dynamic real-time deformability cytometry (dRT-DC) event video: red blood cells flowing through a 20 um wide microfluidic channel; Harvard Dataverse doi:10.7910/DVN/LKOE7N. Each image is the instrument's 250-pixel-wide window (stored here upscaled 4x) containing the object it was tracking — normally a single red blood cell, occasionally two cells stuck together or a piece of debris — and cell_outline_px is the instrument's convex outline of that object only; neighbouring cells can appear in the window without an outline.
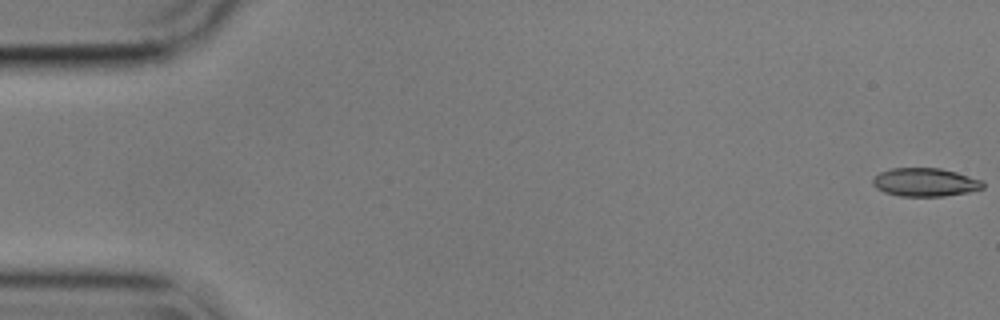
{"species": "common noctule bat (a hibernating species)", "species_latin": "Nyctalus noctula", "temperature_condition": "cold", "stored_images_in_passage": 12, "camera_frame_rate_fps": 3000, "um_per_image_px": 0.085, "animal": {"sex": "male", "body_mass_g": 17.9}, "frame": {"image": 1, "passage_image": 1, "time_ms": 0.0, "image_size_px": [1000, 320], "cell_outline_px": [[984, 188], [968, 192], [944, 196], [900, 196], [884, 192], [876, 188], [872, 184], [872, 176], [880, 172], [892, 168], [940, 168], [956, 172], [984, 180]], "centroid_in_image_um": [78.63, 15.49], "position_along_channel_um": 6.4, "area_um2": 18.38}}